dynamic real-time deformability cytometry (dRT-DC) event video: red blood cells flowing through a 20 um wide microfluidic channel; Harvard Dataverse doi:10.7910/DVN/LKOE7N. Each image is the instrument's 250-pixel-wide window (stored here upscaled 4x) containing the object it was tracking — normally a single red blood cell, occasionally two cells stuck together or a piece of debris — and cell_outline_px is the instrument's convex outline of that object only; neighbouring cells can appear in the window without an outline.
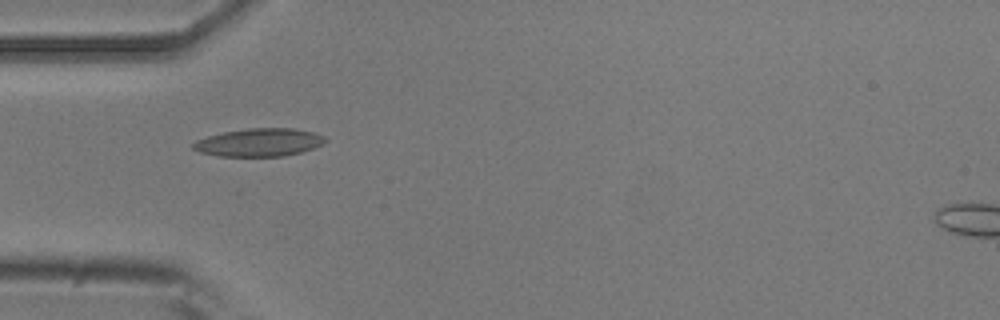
{"species": "common noctule bat (a hibernating species)", "species_latin": "Nyctalus noctula", "temperature_condition": "room temperature", "stored_images_in_passage": 34, "camera_frame_rate_fps": 3000, "um_per_image_px": 0.085, "animal": {"sex": "male", "body_mass_g": 20.5, "forearm_length_mm": 52.5}, "frame": {"image": 1, "passage_image": 1, "time_ms": 0.0, "image_size_px": [1000, 320], "cell_outline_px": [[328, 140], [324, 144], [300, 152], [284, 156], [220, 156], [200, 152], [192, 148], [192, 144], [196, 140], [208, 136], [224, 132], [248, 128], [296, 128], [312, 132], [324, 136]], "centroid_in_image_um": [22.04, 12.1], "position_along_channel_um": 63.0, "area_um2": 21.5}}
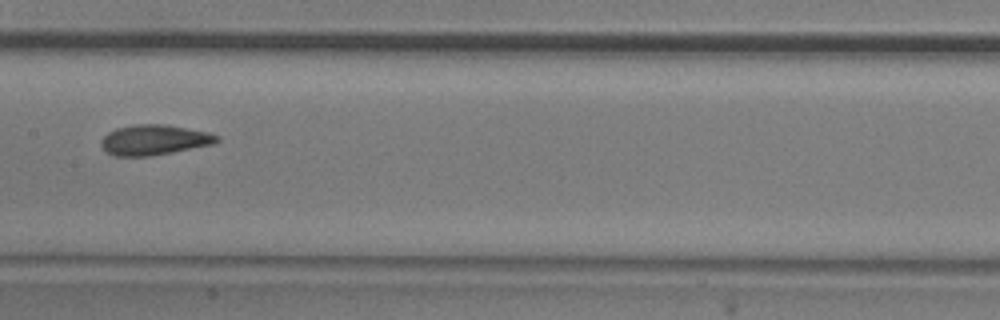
{"frame": {"image": 2, "passage_image": 11, "time_ms": 3.333, "image_size_px": [1000, 320], "cell_outline_px": [[220, 140], [216, 144], [152, 156], [116, 156], [108, 152], [100, 144], [100, 140], [108, 132], [116, 128], [136, 124], [164, 124], [208, 132], [220, 136]], "centroid_in_image_um": [13.14, 11.89], "position_along_channel_um": 194.3, "area_um2": 20.52}}
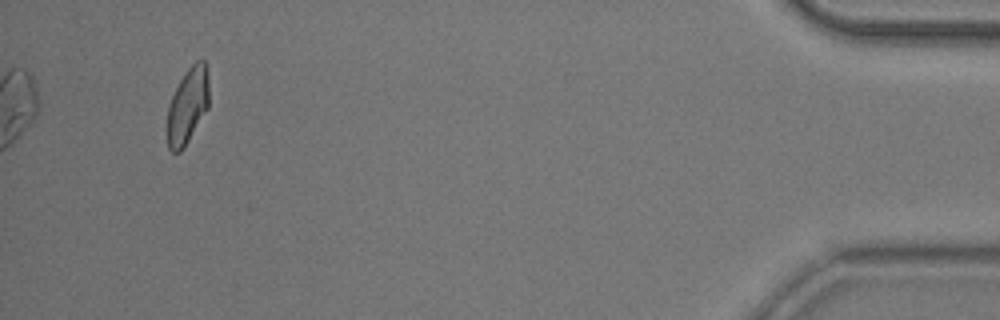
{"frame": {"image": 3, "passage_image": 34, "time_ms": 11.0, "image_size_px": [1000, 320], "cell_outline_px": [[208, 108], [184, 148], [180, 152], [172, 152], [168, 148], [164, 128], [168, 104], [184, 72], [196, 60], [204, 60], [208, 76]], "centroid_in_image_um": [15.89, 9.05], "position_along_channel_um": 419.3, "area_um2": 18.96}, "authors_computed_cell_mechanics": {"area_um2": 19.8543, "velocity_mm_per_s": 3.9372, "shape_relaxation_time_tau1_ms": 9.5435, "shape_relaxation_time_tau2_ms": 2.0172, "deformation_change_tau1": 0.1891, "deformation_change_tau2": 0.0883}}